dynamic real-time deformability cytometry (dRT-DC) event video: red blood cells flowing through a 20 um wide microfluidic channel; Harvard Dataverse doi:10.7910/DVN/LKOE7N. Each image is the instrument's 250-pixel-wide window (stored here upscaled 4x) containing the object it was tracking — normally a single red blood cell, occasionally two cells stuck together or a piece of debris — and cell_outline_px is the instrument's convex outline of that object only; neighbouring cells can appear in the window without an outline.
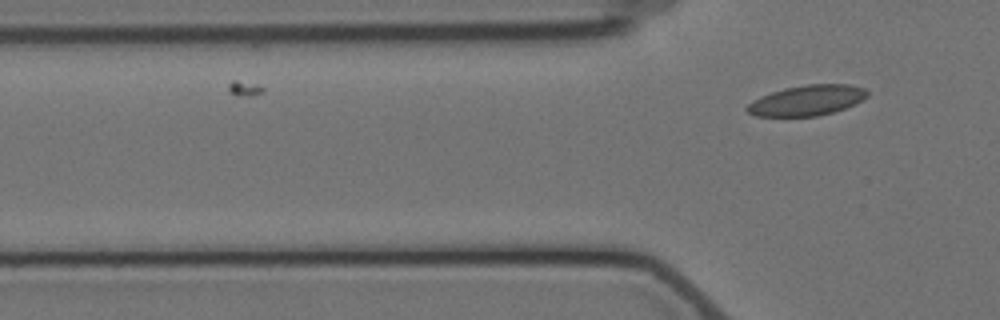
{"species": "Egyptian fruit bat (a non-hibernating species)", "species_latin": "Rousettus aegyptiacus", "temperature_condition": "cold", "stored_images_in_passage": 3, "camera_frame_rate_fps": 3000, "um_per_image_px": 0.085, "animal": {"sex": "female"}, "frame": {"image": 1, "passage_image": 3, "time_ms": 3.333, "image_size_px": [1000, 320], "cell_outline_px": [[868, 96], [844, 108], [832, 112], [816, 116], [756, 116], [748, 112], [744, 108], [752, 100], [760, 96], [784, 88], [808, 84], [848, 84], [864, 88], [868, 92]], "centroid_in_image_um": [68.55, 8.52], "position_along_channel_um": 57.3, "area_um2": 21.1}}